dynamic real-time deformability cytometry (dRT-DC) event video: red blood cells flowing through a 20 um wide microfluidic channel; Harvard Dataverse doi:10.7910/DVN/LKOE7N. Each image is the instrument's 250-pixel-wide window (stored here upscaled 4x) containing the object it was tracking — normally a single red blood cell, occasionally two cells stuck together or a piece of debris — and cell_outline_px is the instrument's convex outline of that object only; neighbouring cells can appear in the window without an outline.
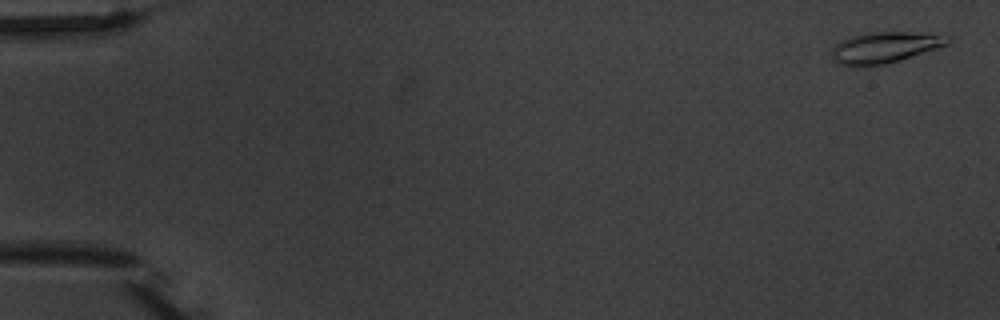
{"species": "common noctule bat (a hibernating species)", "species_latin": "Nyctalus noctula", "temperature_condition": "warm", "stored_images_in_passage": 4, "camera_frame_rate_fps": 3000, "um_per_image_px": 0.085, "animal": {"sex": "male", "body_mass_g": 20.1, "forearm_length_mm": 53.5}, "frame": {"image": 1, "passage_image": 1, "time_ms": 0.0, "image_size_px": [1000, 320], "cell_outline_px": [[952, 40], [948, 44], [936, 48], [884, 64], [840, 64], [832, 56], [832, 48], [840, 40], [848, 36], [864, 32], [928, 32], [952, 36]], "centroid_in_image_um": [75.26, 3.96], "position_along_channel_um": 9.7, "area_um2": 20.69}}